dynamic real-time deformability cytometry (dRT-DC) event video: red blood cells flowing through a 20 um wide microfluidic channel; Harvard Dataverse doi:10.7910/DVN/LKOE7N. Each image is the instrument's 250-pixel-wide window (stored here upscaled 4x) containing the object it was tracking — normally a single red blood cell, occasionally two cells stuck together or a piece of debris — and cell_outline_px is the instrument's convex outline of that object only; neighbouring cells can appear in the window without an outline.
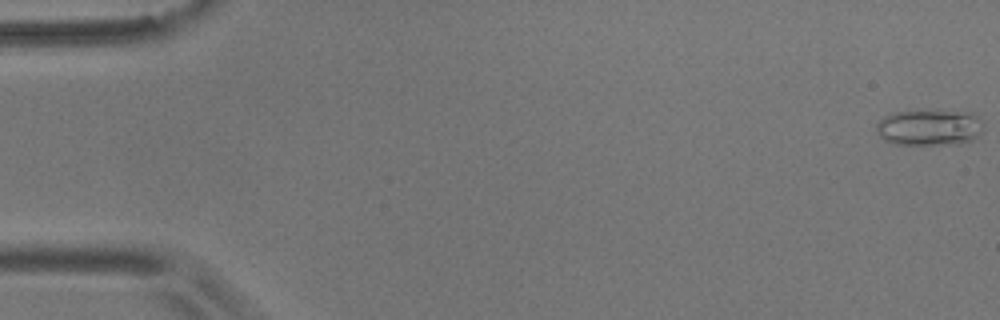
{"species": "common noctule bat (a hibernating species)", "species_latin": "Nyctalus noctula", "temperature_condition": "room temperature", "stored_images_in_passage": 55, "camera_frame_rate_fps": 3000, "um_per_image_px": 0.085, "animal": {"sex": "male", "body_mass_g": 17.9}, "frame": {"image": 1, "passage_image": 1, "time_ms": 0.0, "image_size_px": [1000, 320], "cell_outline_px": [[984, 128], [972, 140], [956, 144], [896, 144], [884, 140], [880, 136], [876, 128], [876, 124], [884, 116], [892, 112], [972, 112], [984, 124]], "centroid_in_image_um": [78.99, 10.85], "position_along_channel_um": 6.0, "area_um2": 22.08}}
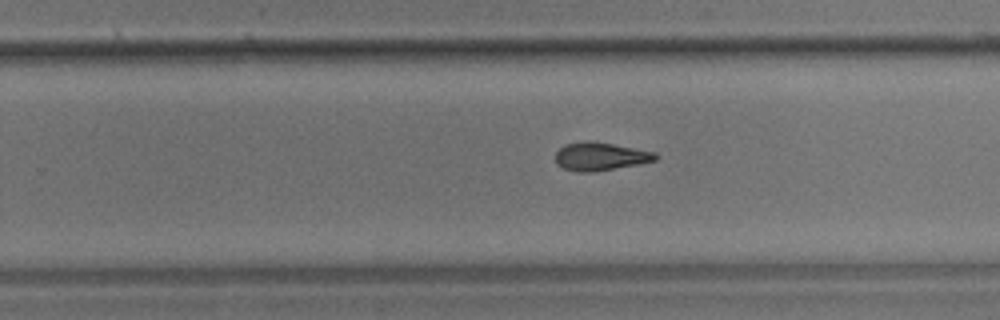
{"frame": {"image": 2, "passage_image": 35, "time_ms": 11.333, "image_size_px": [1000, 320], "cell_outline_px": [[660, 156], [656, 160], [640, 164], [592, 172], [576, 172], [564, 168], [556, 164], [556, 152], [564, 144], [584, 140], [592, 140], [656, 152]], "centroid_in_image_um": [51.03, 13.28], "position_along_channel_um": 278.8, "area_um2": 16.65}}
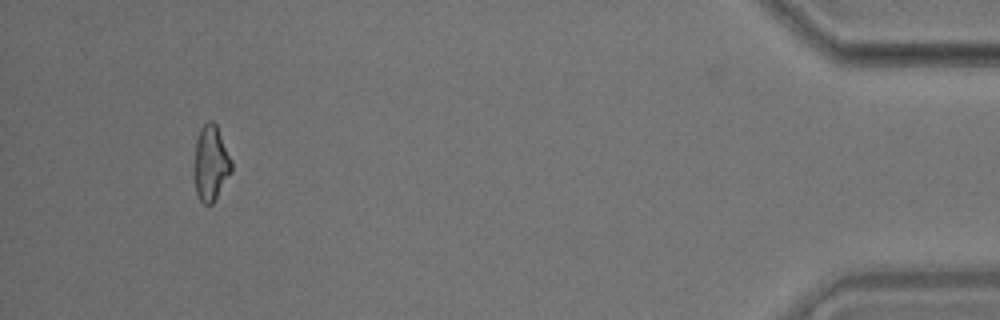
{"frame": {"image": 3, "passage_image": 52, "time_ms": 17.0, "image_size_px": [1000, 320], "cell_outline_px": [[232, 172], [212, 204], [204, 204], [200, 200], [196, 192], [192, 168], [196, 140], [200, 128], [208, 120], [212, 120], [216, 124], [232, 160]], "centroid_in_image_um": [17.9, 13.86], "position_along_channel_um": 417.3, "area_um2": 16.76}, "authors_computed_cell_mechanics": {"area_um2": 16.8776, "velocity_mm_per_s": 3.6704, "shape_relaxation_time_tau1_ms": 4.8044, "shape_relaxation_time_tau2_ms": 5.8536, "deformation_change_tau1": 0.1165, "deformation_change_tau2": 0.1569}}